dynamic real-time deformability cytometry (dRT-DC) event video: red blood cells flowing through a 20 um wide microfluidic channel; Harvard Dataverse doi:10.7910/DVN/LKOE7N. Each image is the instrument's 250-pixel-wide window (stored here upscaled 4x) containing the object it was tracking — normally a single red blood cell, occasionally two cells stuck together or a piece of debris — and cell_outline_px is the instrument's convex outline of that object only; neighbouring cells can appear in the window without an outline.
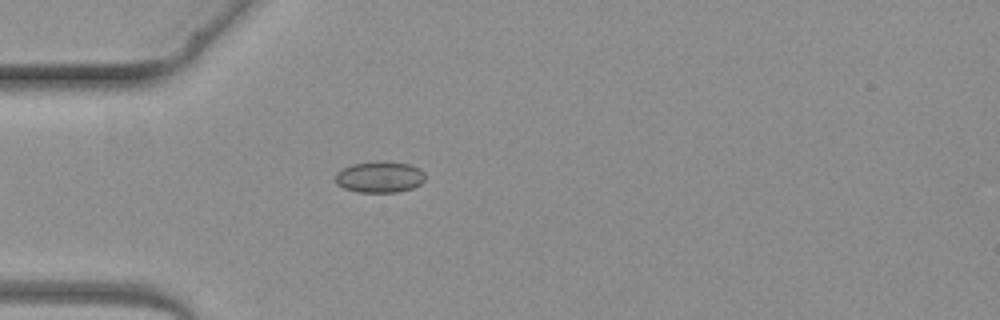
{"species": "common noctule bat (a hibernating species)", "species_latin": "Nyctalus noctula", "temperature_condition": "warm", "stored_images_in_passage": 3, "camera_frame_rate_fps": 3000, "um_per_image_px": 0.085, "animal": {"sex": "female", "body_mass_g": 19.3, "forearm_length_mm": 54.1}, "frame": {"image": 1, "passage_image": 3, "time_ms": 2.333, "image_size_px": [1000, 320], "cell_outline_px": [[424, 180], [420, 184], [412, 188], [396, 192], [356, 192], [344, 188], [336, 184], [336, 172], [352, 164], [408, 164], [420, 168], [424, 172]], "centroid_in_image_um": [32.26, 15.1], "position_along_channel_um": 52.7, "area_um2": 15.61}}